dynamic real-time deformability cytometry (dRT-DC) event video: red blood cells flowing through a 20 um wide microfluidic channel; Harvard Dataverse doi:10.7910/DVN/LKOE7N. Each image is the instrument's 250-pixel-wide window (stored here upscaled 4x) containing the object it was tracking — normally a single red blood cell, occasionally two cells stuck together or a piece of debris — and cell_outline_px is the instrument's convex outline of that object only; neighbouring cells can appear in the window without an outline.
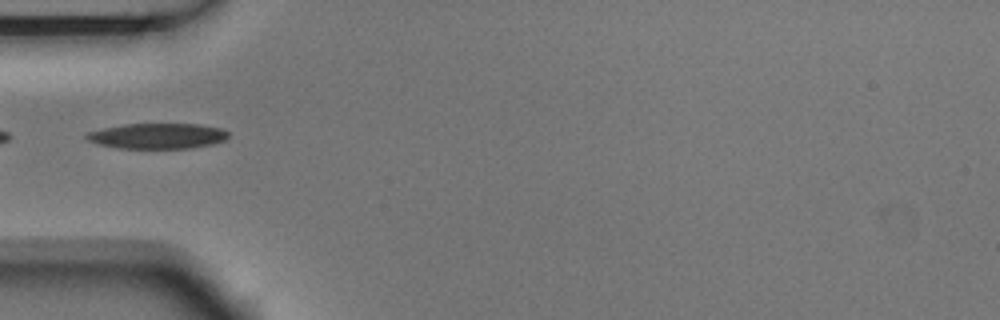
{"species": "Egyptian fruit bat (a non-hibernating species)", "species_latin": "Rousettus aegyptiacus", "temperature_condition": "room temperature", "stored_images_in_passage": 3, "camera_frame_rate_fps": 3000, "um_per_image_px": 0.085, "animal": {"sex": "male"}, "frame": {"image": 1, "passage_image": 1, "time_ms": 0.0, "image_size_px": [1000, 320], "cell_outline_px": [[228, 136], [224, 140], [212, 144], [192, 148], [116, 148], [100, 144], [88, 140], [84, 136], [88, 132], [104, 128], [124, 124], [196, 124], [220, 128], [228, 132]], "centroid_in_image_um": [13.38, 11.56], "position_along_channel_um": 71.6, "area_um2": 20.87}}
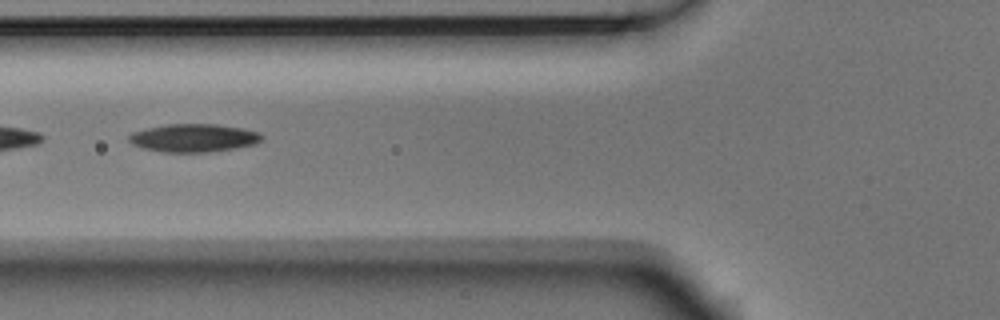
{"frame": {"image": 2, "passage_image": 2, "time_ms": 0.333, "image_size_px": [1000, 320], "cell_outline_px": [[264, 136], [256, 144], [236, 148], [208, 152], [164, 152], [144, 148], [132, 144], [128, 140], [128, 136], [132, 132], [148, 128], [168, 124], [216, 124], [244, 128], [260, 132]], "centroid_in_image_um": [16.49, 11.72], "position_along_channel_um": 109.3, "area_um2": 21.79}}
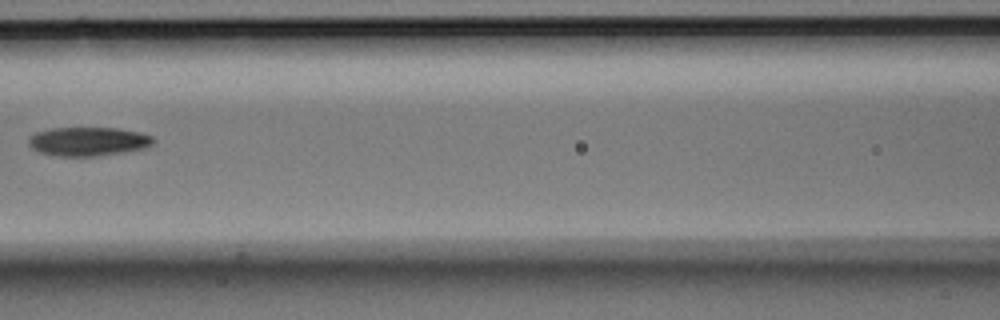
{"frame": {"image": 3, "passage_image": 3, "time_ms": 0.667, "image_size_px": [1000, 320], "cell_outline_px": [[152, 144], [144, 148], [124, 152], [96, 156], [60, 156], [40, 152], [32, 148], [28, 144], [28, 136], [36, 132], [52, 128], [116, 128], [140, 132], [152, 136]], "centroid_in_image_um": [7.46, 12.02], "position_along_channel_um": 159.1, "area_um2": 20.87}}